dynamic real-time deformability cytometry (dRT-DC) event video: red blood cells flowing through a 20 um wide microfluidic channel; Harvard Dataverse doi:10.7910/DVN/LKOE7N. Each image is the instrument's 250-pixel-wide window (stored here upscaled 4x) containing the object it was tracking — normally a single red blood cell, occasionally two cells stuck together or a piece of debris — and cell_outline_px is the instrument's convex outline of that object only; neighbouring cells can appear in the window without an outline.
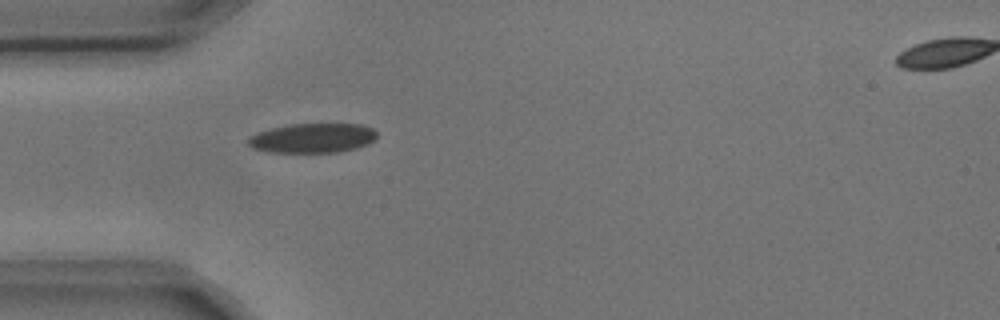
{"species": "common noctule bat (a hibernating species)", "species_latin": "Nyctalus noctula", "temperature_condition": "cold", "stored_images_in_passage": 2, "segment_of_instrument_passage": [1, 2], "camera_frame_rate_fps": 3000, "um_per_image_px": 0.085, "animal": {"sex": "male", "body_mass_g": 17.9, "forearm_length_mm": 54.2}, "frame": {"image": 1, "passage_image": 1, "time_ms": 0.0, "image_size_px": [1000, 320], "cell_outline_px": [[376, 140], [368, 144], [356, 148], [340, 152], [268, 152], [252, 148], [248, 144], [248, 136], [256, 132], [272, 128], [292, 124], [360, 124], [372, 128], [376, 132]], "centroid_in_image_um": [26.56, 11.74], "position_along_channel_um": 58.4, "area_um2": 22.25}}